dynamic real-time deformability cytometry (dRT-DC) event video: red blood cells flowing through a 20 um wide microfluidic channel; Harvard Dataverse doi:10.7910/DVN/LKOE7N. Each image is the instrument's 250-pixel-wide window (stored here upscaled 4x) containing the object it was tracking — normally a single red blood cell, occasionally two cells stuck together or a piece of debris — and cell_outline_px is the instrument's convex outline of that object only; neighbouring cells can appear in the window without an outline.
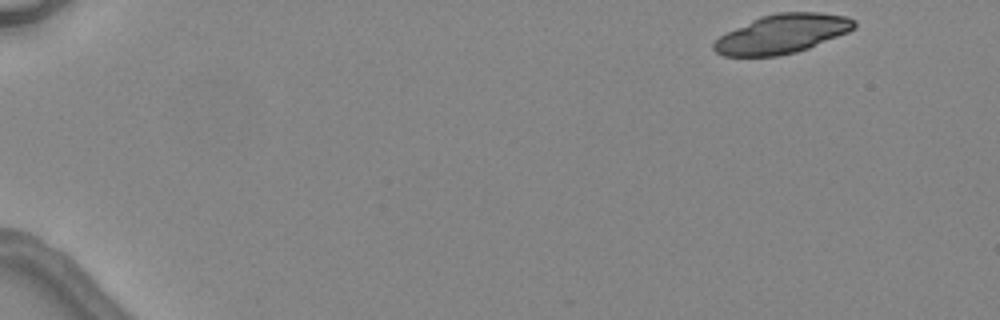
{"species": "common noctule bat (a hibernating species)", "species_latin": "Nyctalus noctula", "temperature_condition": "warm", "stored_images_in_passage": 4, "camera_frame_rate_fps": 3000, "um_per_image_px": 0.085, "animal": {"sex": "female", "body_mass_g": 24.6, "forearm_length_mm": 56.2}, "frame": {"image": 1, "passage_image": 1, "time_ms": 0.0, "image_size_px": [1000, 320], "cell_outline_px": [[856, 28], [848, 32], [808, 48], [796, 52], [776, 56], [724, 56], [716, 52], [712, 48], [712, 44], [720, 36], [760, 16], [776, 12], [820, 12], [848, 16], [856, 20]], "centroid_in_image_um": [66.52, 2.87], "position_along_channel_um": 18.5, "area_um2": 31.91}}